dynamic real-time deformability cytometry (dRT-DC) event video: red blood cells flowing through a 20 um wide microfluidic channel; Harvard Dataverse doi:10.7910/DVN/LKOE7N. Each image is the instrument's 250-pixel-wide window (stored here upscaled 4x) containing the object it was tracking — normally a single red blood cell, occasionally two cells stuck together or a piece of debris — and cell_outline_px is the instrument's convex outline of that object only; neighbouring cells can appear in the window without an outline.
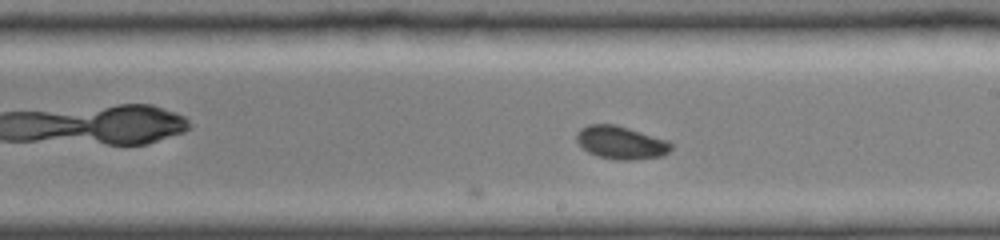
{"species": "common noctule bat (a hibernating species)", "species_latin": "Nyctalus noctula", "temperature_condition": "cold", "stored_images_in_passage": 17, "camera_frame_rate_fps": 3000, "um_per_image_px": 0.085, "animal": {"sex": "female", "body_mass_g": 19.0, "forearm_length_mm": 51.5}, "frame": {"image": 1, "passage_image": 17, "time_ms": 7.333, "image_size_px": [1000, 240], "cell_outline_px": [[672, 148], [664, 156], [636, 160], [616, 160], [596, 156], [588, 152], [580, 144], [576, 136], [588, 124], [612, 124], [668, 140], [672, 144]], "centroid_in_image_um": [52.83, 12.15], "position_along_channel_um": 236.2, "area_um2": 17.92}}